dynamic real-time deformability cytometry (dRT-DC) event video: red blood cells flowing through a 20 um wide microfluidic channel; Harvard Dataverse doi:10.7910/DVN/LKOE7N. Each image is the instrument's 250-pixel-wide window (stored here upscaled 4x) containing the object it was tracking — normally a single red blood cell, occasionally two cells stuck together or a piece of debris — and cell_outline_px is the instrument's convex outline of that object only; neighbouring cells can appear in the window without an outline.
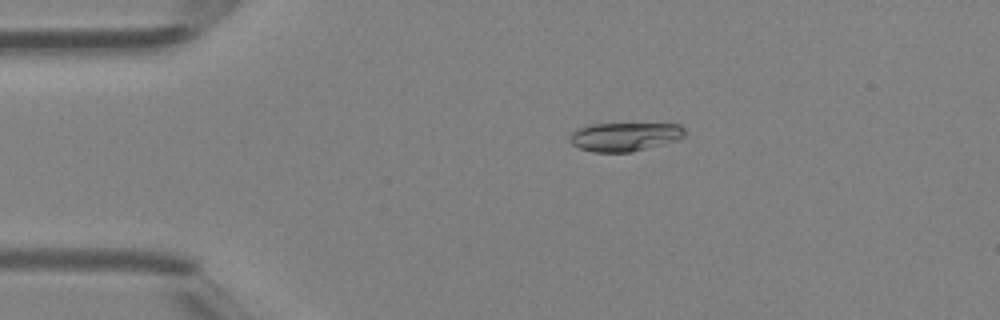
{"species": "Egyptian fruit bat (a non-hibernating species)", "species_latin": "Rousettus aegyptiacus", "temperature_condition": "room temperature", "stored_images_in_passage": 47, "camera_frame_rate_fps": 3000, "um_per_image_px": 0.085, "animal": {"sex": "female"}, "frame": {"image": 1, "passage_image": 10, "time_ms": 3.0, "image_size_px": [1000, 320], "cell_outline_px": [[684, 136], [680, 140], [632, 152], [592, 152], [580, 148], [572, 144], [568, 140], [568, 136], [576, 128], [588, 124], [680, 124], [684, 128]], "centroid_in_image_um": [53.08, 11.62], "position_along_channel_um": 31.9, "area_um2": 19.48}}
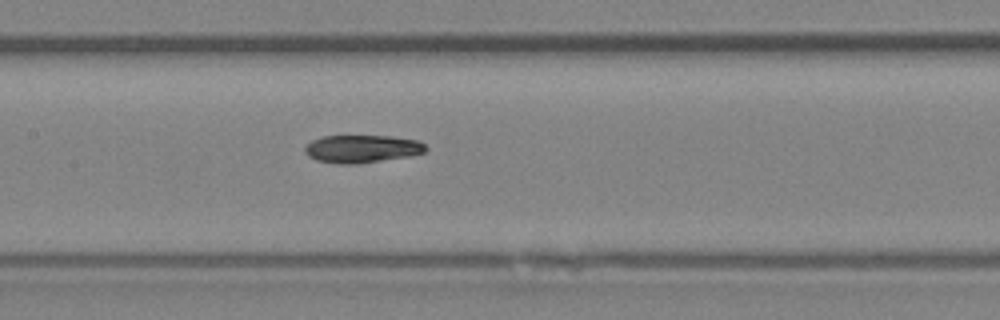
{"frame": {"image": 2, "passage_image": 23, "time_ms": 7.333, "image_size_px": [1000, 320], "cell_outline_px": [[428, 148], [424, 152], [408, 156], [356, 164], [336, 164], [316, 160], [308, 156], [304, 152], [304, 148], [312, 140], [324, 136], [388, 136], [416, 140], [424, 144]], "centroid_in_image_um": [30.73, 12.65], "position_along_channel_um": 176.7, "area_um2": 19.42}}
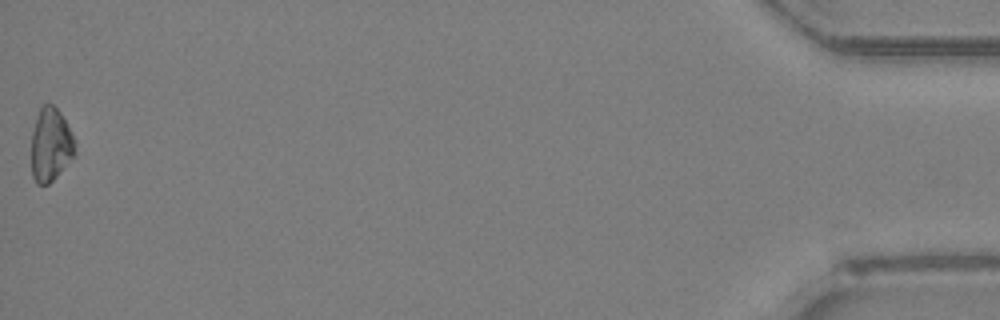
{"frame": {"image": 3, "passage_image": 47, "time_ms": 15.333, "image_size_px": [1000, 320], "cell_outline_px": [[76, 152], [56, 176], [48, 184], [36, 184], [32, 176], [32, 132], [36, 116], [40, 108], [44, 104], [52, 104], [60, 112], [72, 136]], "centroid_in_image_um": [4.27, 12.3], "position_along_channel_um": 430.9, "area_um2": 18.21}, "authors_computed_cell_mechanics": {"area_um2": 19.4786, "velocity_mm_per_s": 4.4301, "shape_relaxation_time_tau1_ms": 10.8081, "shape_relaxation_time_tau2_ms": null, "deformation_change_tau1": 0.2443, "deformation_change_tau2": null}}